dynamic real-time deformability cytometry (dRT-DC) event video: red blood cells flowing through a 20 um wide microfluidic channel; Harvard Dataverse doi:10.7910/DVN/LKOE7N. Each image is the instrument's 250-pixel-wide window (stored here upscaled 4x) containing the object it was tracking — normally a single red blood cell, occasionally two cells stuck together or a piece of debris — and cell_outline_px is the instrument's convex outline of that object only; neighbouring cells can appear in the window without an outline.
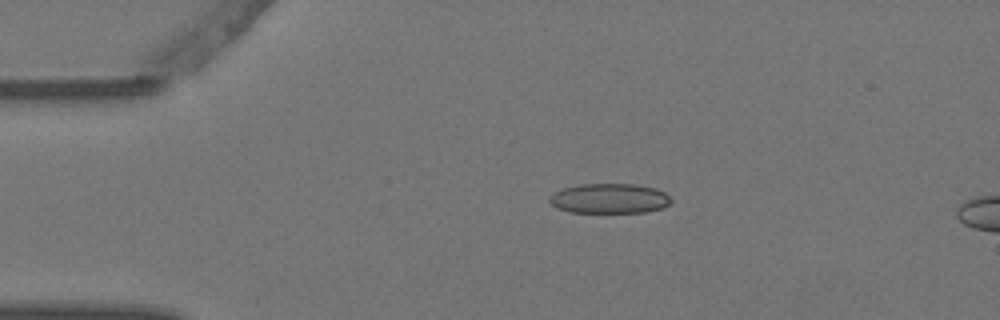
{"species": "Egyptian fruit bat (a non-hibernating species)", "species_latin": "Rousettus aegyptiacus", "temperature_condition": "warm", "stored_images_in_passage": 5, "camera_frame_rate_fps": 3000, "um_per_image_px": 0.085, "animal": {"sex": "female"}, "frame": {"image": 1, "passage_image": 3, "time_ms": 0.667, "image_size_px": [1000, 320], "cell_outline_px": [[672, 200], [668, 204], [660, 208], [644, 212], [568, 212], [556, 208], [548, 200], [548, 196], [564, 188], [580, 184], [632, 184], [656, 188], [664, 192]], "centroid_in_image_um": [51.76, 16.87], "position_along_channel_um": 33.2, "area_um2": 21.04}}